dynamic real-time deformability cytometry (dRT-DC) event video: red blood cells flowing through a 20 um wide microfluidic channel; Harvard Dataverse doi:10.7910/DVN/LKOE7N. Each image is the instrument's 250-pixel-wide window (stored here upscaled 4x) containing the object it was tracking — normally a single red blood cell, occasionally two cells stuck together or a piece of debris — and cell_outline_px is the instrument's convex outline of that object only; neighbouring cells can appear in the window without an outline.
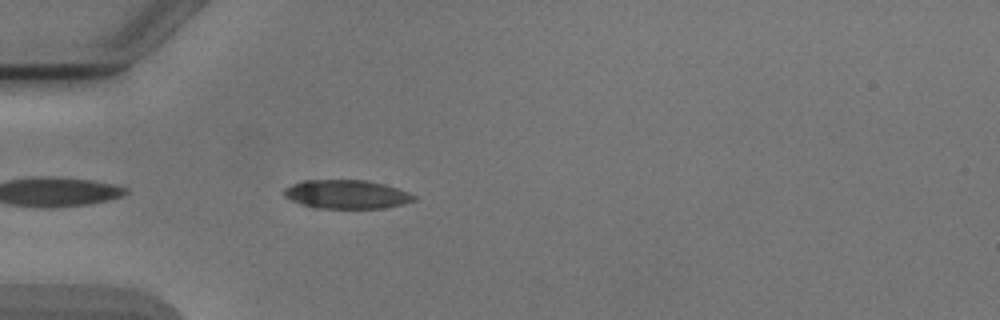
{"species": "Egyptian fruit bat (a non-hibernating species)", "species_latin": "Rousettus aegyptiacus", "temperature_condition": "cold", "stored_images_in_passage": 5, "camera_frame_rate_fps": 3000, "um_per_image_px": 0.085, "animal": {"sex": "male"}, "frame": {"image": 1, "passage_image": 5, "time_ms": 4.667, "image_size_px": [1000, 320], "cell_outline_px": [[416, 200], [404, 204], [384, 208], [312, 208], [300, 204], [284, 196], [284, 188], [292, 184], [304, 180], [368, 180], [384, 184], [408, 192], [416, 196]], "centroid_in_image_um": [29.46, 16.52], "position_along_channel_um": 55.5, "area_um2": 21.85}}